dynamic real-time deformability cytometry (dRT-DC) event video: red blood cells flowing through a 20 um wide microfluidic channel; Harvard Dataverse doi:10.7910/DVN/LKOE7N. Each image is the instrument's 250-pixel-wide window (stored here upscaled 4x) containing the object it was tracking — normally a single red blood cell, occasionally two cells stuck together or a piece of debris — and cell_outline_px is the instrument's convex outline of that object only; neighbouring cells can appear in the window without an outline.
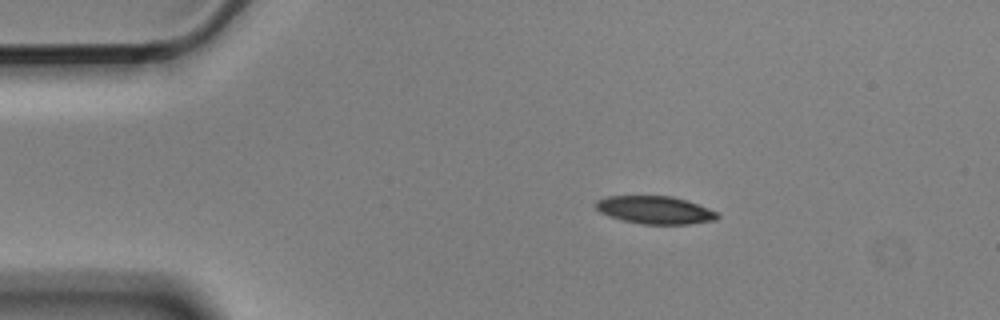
{"species": "Egyptian fruit bat (a non-hibernating species)", "species_latin": "Rousettus aegyptiacus", "temperature_condition": "cold", "stored_images_in_passage": 7, "camera_frame_rate_fps": 3000, "um_per_image_px": 0.085, "animal": {"sex": "male"}, "frame": {"image": 1, "passage_image": 1, "time_ms": 0.0, "image_size_px": [1000, 320], "cell_outline_px": [[720, 216], [716, 220], [688, 224], [640, 224], [608, 216], [600, 212], [592, 204], [596, 200], [608, 196], [672, 196], [688, 200], [708, 208], [716, 212]], "centroid_in_image_um": [55.65, 17.84], "position_along_channel_um": 29.3, "area_um2": 19.83}}
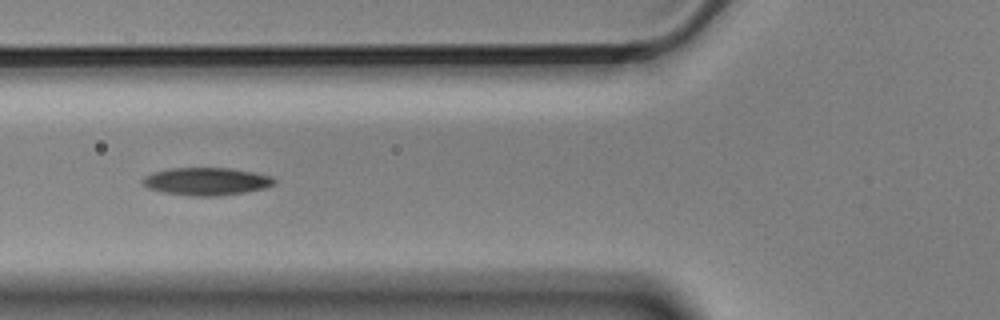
{"frame": {"image": 2, "passage_image": 4, "time_ms": 1.0, "image_size_px": [1000, 320], "cell_outline_px": [[276, 184], [264, 188], [244, 192], [216, 196], [196, 196], [164, 192], [148, 188], [140, 180], [144, 176], [152, 172], [168, 168], [232, 168], [272, 176], [276, 180]], "centroid_in_image_um": [17.54, 15.41], "position_along_channel_um": 108.3, "area_um2": 21.21}}
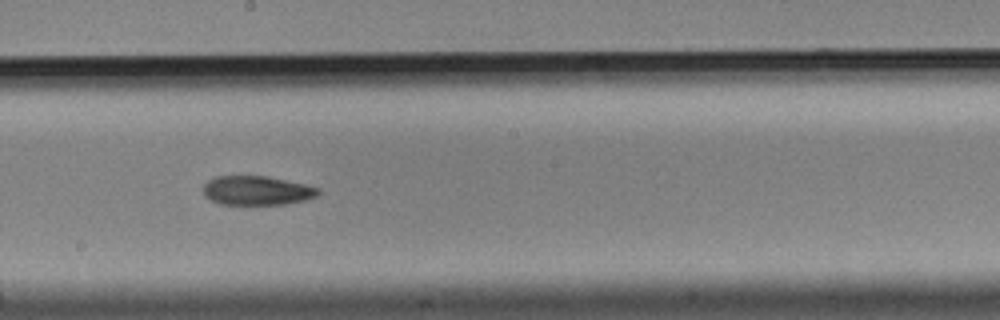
{"frame": {"image": 3, "passage_image": 7, "time_ms": 2.0, "image_size_px": [1000, 320], "cell_outline_px": [[320, 192], [316, 196], [304, 200], [284, 204], [220, 204], [204, 196], [204, 184], [212, 176], [268, 176], [304, 184], [320, 188]], "centroid_in_image_um": [21.82, 16.18], "position_along_channel_um": 226.4, "area_um2": 19.48}}